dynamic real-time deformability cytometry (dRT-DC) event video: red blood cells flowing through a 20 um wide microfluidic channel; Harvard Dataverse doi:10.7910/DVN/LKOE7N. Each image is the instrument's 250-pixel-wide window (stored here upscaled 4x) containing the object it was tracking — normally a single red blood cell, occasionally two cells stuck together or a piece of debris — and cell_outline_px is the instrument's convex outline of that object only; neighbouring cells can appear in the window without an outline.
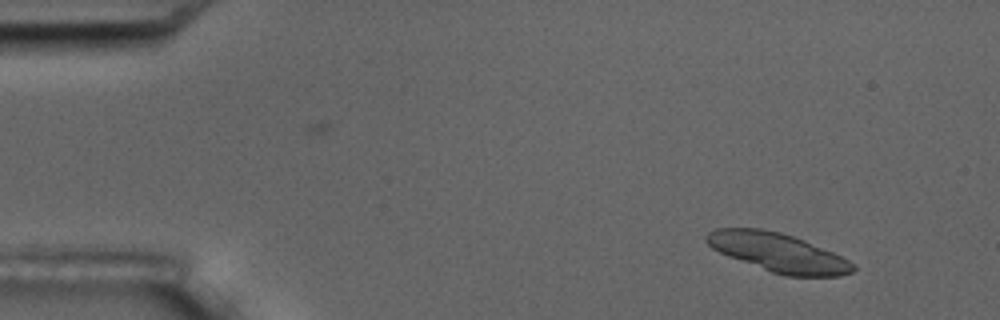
{"species": "common noctule bat (a hibernating species)", "species_latin": "Nyctalus noctula", "temperature_condition": "room temperature", "stored_images_in_passage": 17, "segment_of_instrument_passage": [1, 2], "camera_frame_rate_fps": 3000, "um_per_image_px": 0.085, "animal": {"sex": "male", "body_mass_g": 17.5, "forearm_length_mm": 52.3}, "frame": {"image": 1, "passage_image": 1, "time_ms": 0.0, "image_size_px": [1000, 320], "cell_outline_px": [[856, 268], [852, 272], [840, 276], [784, 276], [772, 272], [728, 256], [712, 248], [704, 240], [704, 236], [708, 232], [716, 228], [760, 228], [780, 232], [804, 240], [832, 252], [856, 264]], "centroid_in_image_um": [66.13, 21.46], "position_along_channel_um": 18.9, "area_um2": 32.95}}